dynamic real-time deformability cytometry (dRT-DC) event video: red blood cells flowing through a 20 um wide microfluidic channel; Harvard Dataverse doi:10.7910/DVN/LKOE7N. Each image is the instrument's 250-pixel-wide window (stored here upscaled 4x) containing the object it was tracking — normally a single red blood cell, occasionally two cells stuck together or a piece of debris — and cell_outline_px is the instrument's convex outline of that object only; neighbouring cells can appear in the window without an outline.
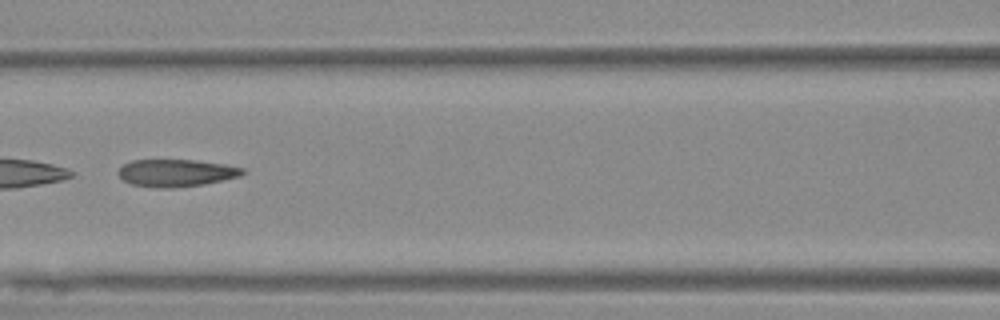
{"species": "Egyptian fruit bat (a non-hibernating species)", "species_latin": "Rousettus aegyptiacus", "temperature_condition": "warm", "stored_images_in_passage": 22, "camera_frame_rate_fps": 3000, "um_per_image_px": 0.085, "animal": {"sex": "female"}, "frame": {"image": 1, "passage_image": 7, "time_ms": 2.0, "image_size_px": [1000, 320], "cell_outline_px": [[244, 172], [240, 176], [204, 184], [172, 188], [156, 188], [132, 184], [124, 180], [116, 172], [124, 164], [132, 160], [196, 160], [224, 164], [244, 168]], "centroid_in_image_um": [14.96, 14.7], "position_along_channel_um": 151.6, "area_um2": 19.71}}